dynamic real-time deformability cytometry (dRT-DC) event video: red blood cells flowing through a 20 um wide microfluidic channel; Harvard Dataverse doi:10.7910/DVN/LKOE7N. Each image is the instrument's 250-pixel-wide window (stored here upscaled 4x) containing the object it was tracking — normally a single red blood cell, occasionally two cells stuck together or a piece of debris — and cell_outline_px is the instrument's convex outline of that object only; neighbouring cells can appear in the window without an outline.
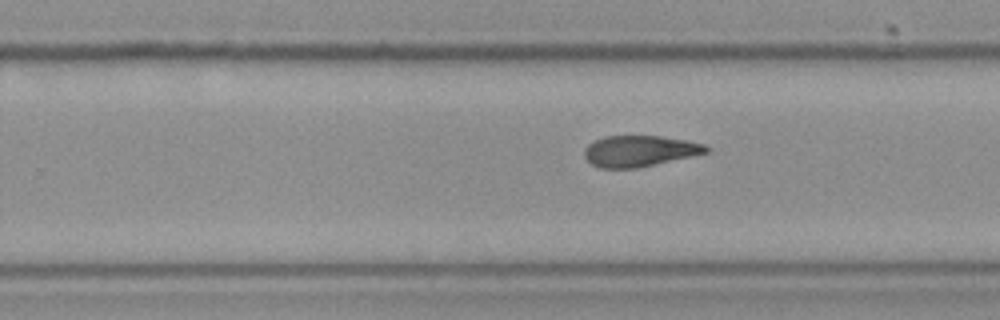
{"species": "Egyptian fruit bat (a non-hibernating species)", "species_latin": "Rousettus aegyptiacus", "temperature_condition": "cold", "stored_images_in_passage": 8, "segment_of_instrument_passage": [2, 2], "camera_frame_rate_fps": 3000, "um_per_image_px": 0.085, "frame": {"image": 1, "passage_image": 8, "time_ms": 2.333, "image_size_px": [1000, 320], "cell_outline_px": [[712, 152], [636, 168], [600, 168], [592, 164], [584, 156], [584, 148], [592, 140], [604, 136], [660, 136], [684, 140], [704, 144]], "centroid_in_image_um": [54.34, 12.83], "position_along_channel_um": 275.5, "area_um2": 22.08}}